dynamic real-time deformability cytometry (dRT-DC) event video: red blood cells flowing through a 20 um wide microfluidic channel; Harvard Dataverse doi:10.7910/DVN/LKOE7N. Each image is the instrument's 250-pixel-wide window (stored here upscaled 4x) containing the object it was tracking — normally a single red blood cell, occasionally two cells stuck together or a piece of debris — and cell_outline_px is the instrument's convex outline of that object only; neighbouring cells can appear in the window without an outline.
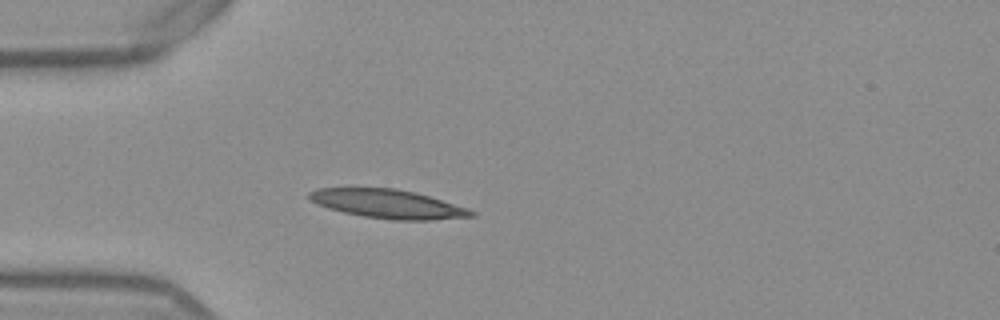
{"species": "Egyptian fruit bat (a non-hibernating species)", "species_latin": "Rousettus aegyptiacus", "temperature_condition": "warm", "stored_images_in_passage": 39, "camera_frame_rate_fps": 3000, "um_per_image_px": 0.085, "frame": {"image": 1, "passage_image": 1, "time_ms": 0.0, "image_size_px": [1000, 320], "cell_outline_px": [[476, 216], [432, 220], [392, 220], [364, 216], [344, 212], [328, 208], [316, 204], [308, 196], [308, 192], [316, 188], [396, 188], [416, 192], [468, 208], [476, 212]], "centroid_in_image_um": [32.98, 17.33], "position_along_channel_um": 52.0, "area_um2": 27.22}}
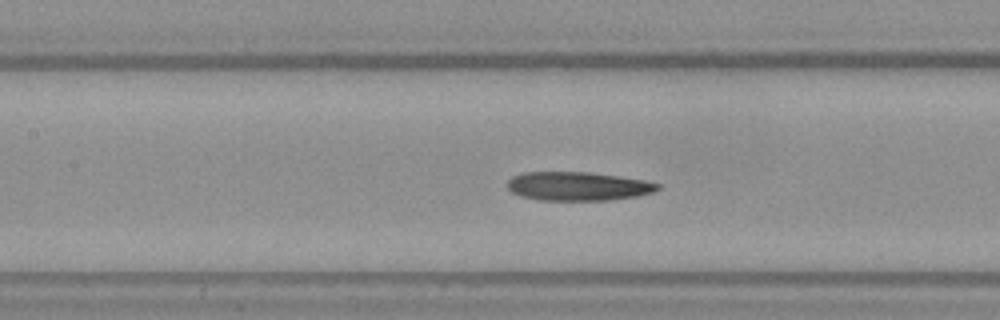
{"frame": {"image": 2, "passage_image": 10, "time_ms": 3.0, "image_size_px": [1000, 320], "cell_outline_px": [[660, 188], [652, 192], [636, 196], [608, 200], [540, 200], [520, 196], [512, 192], [508, 188], [508, 180], [512, 176], [524, 172], [588, 172], [620, 176], [644, 180], [660, 184]], "centroid_in_image_um": [49.11, 15.82], "position_along_channel_um": 158.3, "area_um2": 25.14}}
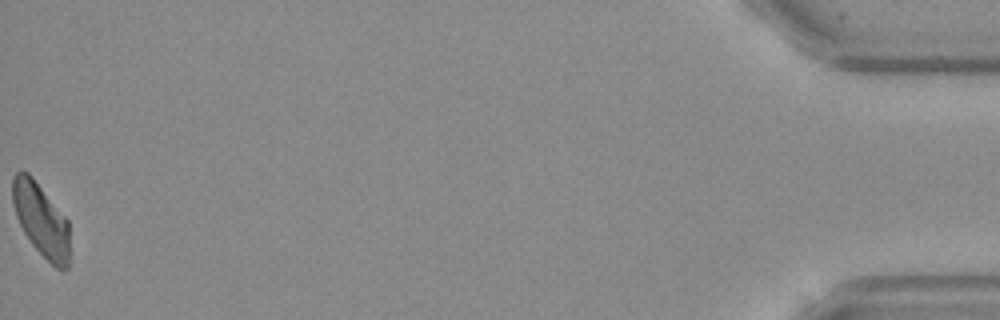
{"frame": {"image": 3, "passage_image": 39, "time_ms": 12.667, "image_size_px": [1000, 320], "cell_outline_px": [[68, 268], [56, 268], [32, 244], [24, 232], [16, 216], [12, 204], [12, 176], [20, 168], [28, 172], [32, 176], [68, 220]], "centroid_in_image_um": [3.45, 18.61], "position_along_channel_um": 431.8, "area_um2": 24.1}}